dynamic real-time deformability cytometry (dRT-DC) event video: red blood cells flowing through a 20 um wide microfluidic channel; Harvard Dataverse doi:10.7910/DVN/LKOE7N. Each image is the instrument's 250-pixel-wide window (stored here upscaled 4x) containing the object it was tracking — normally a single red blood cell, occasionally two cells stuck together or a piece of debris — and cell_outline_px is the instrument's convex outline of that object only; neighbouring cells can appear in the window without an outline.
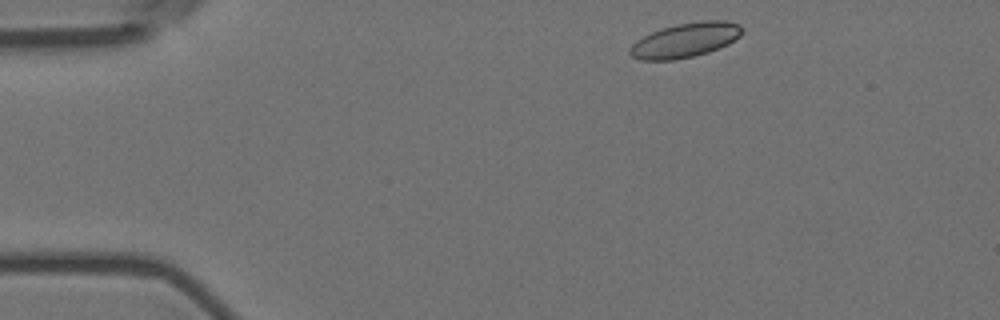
{"species": "Egyptian fruit bat (a non-hibernating species)", "species_latin": "Rousettus aegyptiacus", "temperature_condition": "room temperature", "stored_images_in_passage": 3, "camera_frame_rate_fps": 3000, "um_per_image_px": 0.085, "animal": {"sex": "female"}, "frame": {"image": 1, "passage_image": 1, "time_ms": 0.0, "image_size_px": [1000, 320], "cell_outline_px": [[744, 32], [740, 36], [728, 44], [708, 52], [692, 56], [672, 60], [640, 60], [632, 56], [628, 52], [628, 48], [636, 40], [652, 32], [676, 24], [700, 20], [724, 20], [740, 24], [744, 28]], "centroid_in_image_um": [58.27, 3.4], "position_along_channel_um": 26.7, "area_um2": 22.66}}